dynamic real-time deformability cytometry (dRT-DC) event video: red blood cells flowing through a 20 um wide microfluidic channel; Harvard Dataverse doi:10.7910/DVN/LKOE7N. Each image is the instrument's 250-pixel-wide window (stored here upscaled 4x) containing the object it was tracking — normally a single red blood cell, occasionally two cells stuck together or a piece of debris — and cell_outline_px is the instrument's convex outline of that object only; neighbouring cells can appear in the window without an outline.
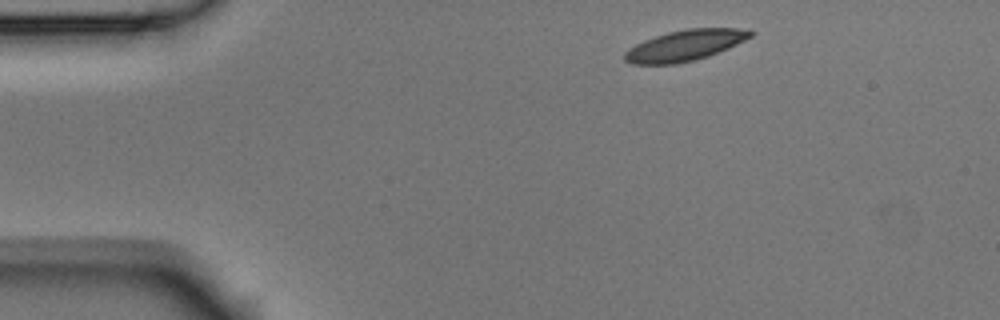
{"species": "Egyptian fruit bat (a non-hibernating species)", "species_latin": "Rousettus aegyptiacus", "temperature_condition": "room temperature", "stored_images_in_passage": 3, "camera_frame_rate_fps": 3000, "um_per_image_px": 0.085, "animal": {"sex": "male"}, "frame": {"image": 1, "passage_image": 1, "time_ms": 0.0, "image_size_px": [1000, 320], "cell_outline_px": [[756, 32], [752, 36], [728, 48], [708, 56], [696, 60], [676, 64], [632, 64], [624, 60], [624, 52], [628, 48], [644, 40], [668, 32], [688, 28], [736, 28]], "centroid_in_image_um": [58.19, 3.86], "position_along_channel_um": 26.8, "area_um2": 22.54}}